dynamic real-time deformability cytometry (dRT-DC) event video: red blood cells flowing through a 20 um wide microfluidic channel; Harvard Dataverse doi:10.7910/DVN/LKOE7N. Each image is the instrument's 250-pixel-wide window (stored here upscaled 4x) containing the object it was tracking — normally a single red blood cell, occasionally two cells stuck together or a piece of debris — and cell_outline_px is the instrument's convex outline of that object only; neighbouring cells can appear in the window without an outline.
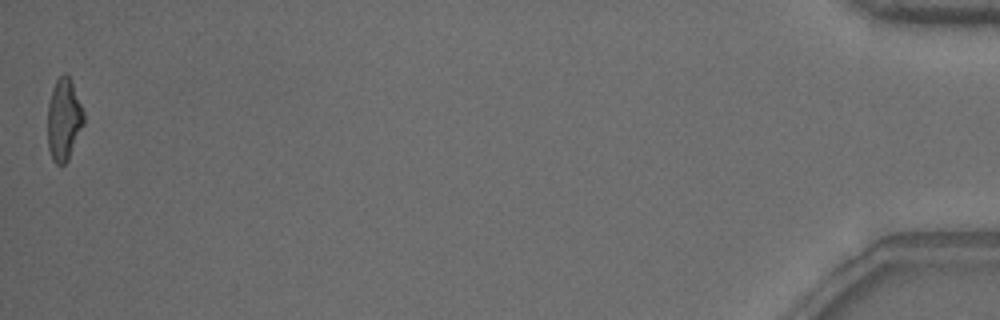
{"species": "common noctule bat (a hibernating species)", "species_latin": "Nyctalus noctula", "temperature_condition": "warm", "stored_images_in_passage": 38, "camera_frame_rate_fps": 3000, "um_per_image_px": 0.085, "animal": {"sex": "male", "body_mass_g": 18.8}, "frame": {"image": 1, "passage_image": 38, "time_ms": 12.333, "image_size_px": [1000, 320], "cell_outline_px": [[84, 124], [68, 160], [64, 164], [56, 164], [52, 160], [48, 148], [48, 104], [56, 80], [64, 72], [72, 80], [84, 112]], "centroid_in_image_um": [5.44, 10.17], "position_along_channel_um": 429.8, "area_um2": 17.28}, "authors_computed_cell_mechanics": {"area_um2": 17.8602, "velocity_mm_per_s": 3.8906, "shape_relaxation_time_tau1_ms": 7.6461, "shape_relaxation_time_tau2_ms": 1.6523, "deformation_change_tau1": 0.2467, "deformation_change_tau2": 0.1097}}